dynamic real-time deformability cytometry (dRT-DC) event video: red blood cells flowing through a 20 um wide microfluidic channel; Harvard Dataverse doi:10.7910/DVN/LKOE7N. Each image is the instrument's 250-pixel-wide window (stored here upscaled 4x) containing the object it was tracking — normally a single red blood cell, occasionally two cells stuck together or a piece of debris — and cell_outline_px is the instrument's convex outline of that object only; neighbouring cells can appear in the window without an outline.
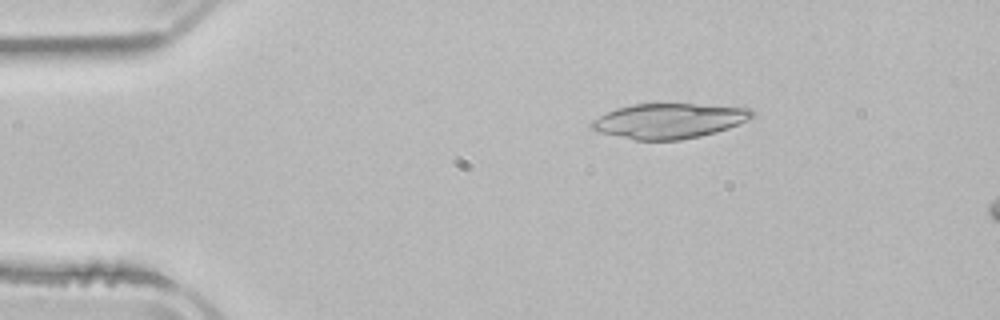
{"species": "common noctule bat (a hibernating species)", "species_latin": "Nyctalus noctula", "temperature_condition": "room temperature", "stored_images_in_passage": 3, "camera_frame_rate_fps": 3000, "um_per_image_px": 0.085, "animal": {"sex": "male", "body_mass_g": 21.5, "forearm_length_mm": 52.0}, "frame": {"image": 1, "passage_image": 1, "time_ms": 0.0, "image_size_px": [1000, 320], "cell_outline_px": [[752, 116], [748, 120], [728, 128], [716, 132], [700, 136], [680, 140], [636, 140], [596, 132], [588, 128], [588, 124], [592, 120], [616, 108], [632, 104], [692, 104], [752, 108]], "centroid_in_image_um": [56.8, 10.28], "position_along_channel_um": 28.2, "area_um2": 32.77}}